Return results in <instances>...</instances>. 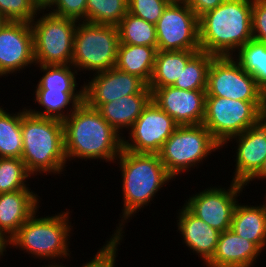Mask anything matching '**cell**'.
<instances>
[{"instance_id": "obj_35", "label": "cell", "mask_w": 266, "mask_h": 267, "mask_svg": "<svg viewBox=\"0 0 266 267\" xmlns=\"http://www.w3.org/2000/svg\"><path fill=\"white\" fill-rule=\"evenodd\" d=\"M127 2L130 14L154 25L157 24L164 9L170 3L168 0H128Z\"/></svg>"}, {"instance_id": "obj_18", "label": "cell", "mask_w": 266, "mask_h": 267, "mask_svg": "<svg viewBox=\"0 0 266 267\" xmlns=\"http://www.w3.org/2000/svg\"><path fill=\"white\" fill-rule=\"evenodd\" d=\"M177 212V232L183 239L182 243L202 259L203 266L206 265L214 256L221 232L195 216L184 204Z\"/></svg>"}, {"instance_id": "obj_24", "label": "cell", "mask_w": 266, "mask_h": 267, "mask_svg": "<svg viewBox=\"0 0 266 267\" xmlns=\"http://www.w3.org/2000/svg\"><path fill=\"white\" fill-rule=\"evenodd\" d=\"M199 50H157L152 77L148 84L153 92L156 88L173 86L180 78L188 60Z\"/></svg>"}, {"instance_id": "obj_12", "label": "cell", "mask_w": 266, "mask_h": 267, "mask_svg": "<svg viewBox=\"0 0 266 267\" xmlns=\"http://www.w3.org/2000/svg\"><path fill=\"white\" fill-rule=\"evenodd\" d=\"M245 184L230 181L228 187L208 186L184 200V205L212 228L223 232L231 229L235 207L243 195Z\"/></svg>"}, {"instance_id": "obj_30", "label": "cell", "mask_w": 266, "mask_h": 267, "mask_svg": "<svg viewBox=\"0 0 266 267\" xmlns=\"http://www.w3.org/2000/svg\"><path fill=\"white\" fill-rule=\"evenodd\" d=\"M117 27L122 44L157 46L156 25L142 18L127 12Z\"/></svg>"}, {"instance_id": "obj_23", "label": "cell", "mask_w": 266, "mask_h": 267, "mask_svg": "<svg viewBox=\"0 0 266 267\" xmlns=\"http://www.w3.org/2000/svg\"><path fill=\"white\" fill-rule=\"evenodd\" d=\"M33 95V102L38 107L32 109L33 106H26L31 114L60 121H64L84 102V92L33 91Z\"/></svg>"}, {"instance_id": "obj_6", "label": "cell", "mask_w": 266, "mask_h": 267, "mask_svg": "<svg viewBox=\"0 0 266 267\" xmlns=\"http://www.w3.org/2000/svg\"><path fill=\"white\" fill-rule=\"evenodd\" d=\"M218 150L222 151V146L203 124H198L178 126L158 154L166 171L175 180L176 176L198 169Z\"/></svg>"}, {"instance_id": "obj_21", "label": "cell", "mask_w": 266, "mask_h": 267, "mask_svg": "<svg viewBox=\"0 0 266 267\" xmlns=\"http://www.w3.org/2000/svg\"><path fill=\"white\" fill-rule=\"evenodd\" d=\"M151 100L152 94H132L103 104L98 111L123 138Z\"/></svg>"}, {"instance_id": "obj_31", "label": "cell", "mask_w": 266, "mask_h": 267, "mask_svg": "<svg viewBox=\"0 0 266 267\" xmlns=\"http://www.w3.org/2000/svg\"><path fill=\"white\" fill-rule=\"evenodd\" d=\"M128 0H87L86 22L118 26L128 12Z\"/></svg>"}, {"instance_id": "obj_10", "label": "cell", "mask_w": 266, "mask_h": 267, "mask_svg": "<svg viewBox=\"0 0 266 267\" xmlns=\"http://www.w3.org/2000/svg\"><path fill=\"white\" fill-rule=\"evenodd\" d=\"M206 96L242 101H266V95L257 86L255 78L232 56L212 59L208 71Z\"/></svg>"}, {"instance_id": "obj_5", "label": "cell", "mask_w": 266, "mask_h": 267, "mask_svg": "<svg viewBox=\"0 0 266 267\" xmlns=\"http://www.w3.org/2000/svg\"><path fill=\"white\" fill-rule=\"evenodd\" d=\"M21 132V159L34 178L66 173L69 163L65 156L62 121L33 115L24 107Z\"/></svg>"}, {"instance_id": "obj_36", "label": "cell", "mask_w": 266, "mask_h": 267, "mask_svg": "<svg viewBox=\"0 0 266 267\" xmlns=\"http://www.w3.org/2000/svg\"><path fill=\"white\" fill-rule=\"evenodd\" d=\"M86 5L87 0H58L49 12L56 16L83 22L86 21Z\"/></svg>"}, {"instance_id": "obj_9", "label": "cell", "mask_w": 266, "mask_h": 267, "mask_svg": "<svg viewBox=\"0 0 266 267\" xmlns=\"http://www.w3.org/2000/svg\"><path fill=\"white\" fill-rule=\"evenodd\" d=\"M265 112L266 101H242L206 96L202 124L223 146L232 137L249 129Z\"/></svg>"}, {"instance_id": "obj_20", "label": "cell", "mask_w": 266, "mask_h": 267, "mask_svg": "<svg viewBox=\"0 0 266 267\" xmlns=\"http://www.w3.org/2000/svg\"><path fill=\"white\" fill-rule=\"evenodd\" d=\"M263 251L232 229L220 233L212 259L206 267H254Z\"/></svg>"}, {"instance_id": "obj_26", "label": "cell", "mask_w": 266, "mask_h": 267, "mask_svg": "<svg viewBox=\"0 0 266 267\" xmlns=\"http://www.w3.org/2000/svg\"><path fill=\"white\" fill-rule=\"evenodd\" d=\"M42 74L38 80L36 89L33 91H62V92H84V86L78 84L80 79L77 70L71 65H35ZM39 67V68H38ZM78 77V78H77ZM80 88L78 89L77 87Z\"/></svg>"}, {"instance_id": "obj_28", "label": "cell", "mask_w": 266, "mask_h": 267, "mask_svg": "<svg viewBox=\"0 0 266 267\" xmlns=\"http://www.w3.org/2000/svg\"><path fill=\"white\" fill-rule=\"evenodd\" d=\"M266 95V43L249 40L232 56Z\"/></svg>"}, {"instance_id": "obj_2", "label": "cell", "mask_w": 266, "mask_h": 267, "mask_svg": "<svg viewBox=\"0 0 266 267\" xmlns=\"http://www.w3.org/2000/svg\"><path fill=\"white\" fill-rule=\"evenodd\" d=\"M62 124L67 162L102 160L115 165L123 148V138L97 109L83 102Z\"/></svg>"}, {"instance_id": "obj_27", "label": "cell", "mask_w": 266, "mask_h": 267, "mask_svg": "<svg viewBox=\"0 0 266 267\" xmlns=\"http://www.w3.org/2000/svg\"><path fill=\"white\" fill-rule=\"evenodd\" d=\"M6 110L0 106V158H21L23 108L16 113Z\"/></svg>"}, {"instance_id": "obj_41", "label": "cell", "mask_w": 266, "mask_h": 267, "mask_svg": "<svg viewBox=\"0 0 266 267\" xmlns=\"http://www.w3.org/2000/svg\"><path fill=\"white\" fill-rule=\"evenodd\" d=\"M6 248L9 251L8 248H10V240L7 239L1 232H0V260L5 256Z\"/></svg>"}, {"instance_id": "obj_44", "label": "cell", "mask_w": 266, "mask_h": 267, "mask_svg": "<svg viewBox=\"0 0 266 267\" xmlns=\"http://www.w3.org/2000/svg\"><path fill=\"white\" fill-rule=\"evenodd\" d=\"M265 188H266V187H265ZM265 191H266V190H265ZM263 197H264V200H265L264 202L266 203V192H265V194H264Z\"/></svg>"}, {"instance_id": "obj_43", "label": "cell", "mask_w": 266, "mask_h": 267, "mask_svg": "<svg viewBox=\"0 0 266 267\" xmlns=\"http://www.w3.org/2000/svg\"><path fill=\"white\" fill-rule=\"evenodd\" d=\"M169 2H182V1H185V0H168Z\"/></svg>"}, {"instance_id": "obj_39", "label": "cell", "mask_w": 266, "mask_h": 267, "mask_svg": "<svg viewBox=\"0 0 266 267\" xmlns=\"http://www.w3.org/2000/svg\"><path fill=\"white\" fill-rule=\"evenodd\" d=\"M257 179V180H256ZM261 180L262 182L266 183V158L264 160V163L262 167L259 169V171L245 184V186H249V183L251 185L252 181L256 182Z\"/></svg>"}, {"instance_id": "obj_8", "label": "cell", "mask_w": 266, "mask_h": 267, "mask_svg": "<svg viewBox=\"0 0 266 267\" xmlns=\"http://www.w3.org/2000/svg\"><path fill=\"white\" fill-rule=\"evenodd\" d=\"M38 14L40 16L36 15L30 22L35 65L71 64L78 22L49 11H39Z\"/></svg>"}, {"instance_id": "obj_19", "label": "cell", "mask_w": 266, "mask_h": 267, "mask_svg": "<svg viewBox=\"0 0 266 267\" xmlns=\"http://www.w3.org/2000/svg\"><path fill=\"white\" fill-rule=\"evenodd\" d=\"M42 198L31 189L0 193V232L11 240L41 206Z\"/></svg>"}, {"instance_id": "obj_1", "label": "cell", "mask_w": 266, "mask_h": 267, "mask_svg": "<svg viewBox=\"0 0 266 267\" xmlns=\"http://www.w3.org/2000/svg\"><path fill=\"white\" fill-rule=\"evenodd\" d=\"M114 163H118L121 172L123 207L119 214L121 219H117L119 222L111 236H125L126 224L136 216L135 213L147 206L150 208L160 190L175 180L168 174L157 153H135L122 148Z\"/></svg>"}, {"instance_id": "obj_17", "label": "cell", "mask_w": 266, "mask_h": 267, "mask_svg": "<svg viewBox=\"0 0 266 267\" xmlns=\"http://www.w3.org/2000/svg\"><path fill=\"white\" fill-rule=\"evenodd\" d=\"M206 90H182L174 86L156 88L152 101L179 126L202 124Z\"/></svg>"}, {"instance_id": "obj_13", "label": "cell", "mask_w": 266, "mask_h": 267, "mask_svg": "<svg viewBox=\"0 0 266 267\" xmlns=\"http://www.w3.org/2000/svg\"><path fill=\"white\" fill-rule=\"evenodd\" d=\"M178 126L172 117L151 100L128 131V137H123V149L158 154Z\"/></svg>"}, {"instance_id": "obj_15", "label": "cell", "mask_w": 266, "mask_h": 267, "mask_svg": "<svg viewBox=\"0 0 266 267\" xmlns=\"http://www.w3.org/2000/svg\"><path fill=\"white\" fill-rule=\"evenodd\" d=\"M33 66L35 60L31 24L3 21L0 25V78L21 71L23 73Z\"/></svg>"}, {"instance_id": "obj_40", "label": "cell", "mask_w": 266, "mask_h": 267, "mask_svg": "<svg viewBox=\"0 0 266 267\" xmlns=\"http://www.w3.org/2000/svg\"><path fill=\"white\" fill-rule=\"evenodd\" d=\"M39 11H49L58 0H34Z\"/></svg>"}, {"instance_id": "obj_42", "label": "cell", "mask_w": 266, "mask_h": 267, "mask_svg": "<svg viewBox=\"0 0 266 267\" xmlns=\"http://www.w3.org/2000/svg\"><path fill=\"white\" fill-rule=\"evenodd\" d=\"M42 267H62V266H48V265H46L45 264V262H44V265H41Z\"/></svg>"}, {"instance_id": "obj_11", "label": "cell", "mask_w": 266, "mask_h": 267, "mask_svg": "<svg viewBox=\"0 0 266 267\" xmlns=\"http://www.w3.org/2000/svg\"><path fill=\"white\" fill-rule=\"evenodd\" d=\"M157 50H201L199 18L184 2H170L156 24Z\"/></svg>"}, {"instance_id": "obj_25", "label": "cell", "mask_w": 266, "mask_h": 267, "mask_svg": "<svg viewBox=\"0 0 266 267\" xmlns=\"http://www.w3.org/2000/svg\"><path fill=\"white\" fill-rule=\"evenodd\" d=\"M156 52L157 46L119 43L115 67L123 72L136 75L149 84Z\"/></svg>"}, {"instance_id": "obj_4", "label": "cell", "mask_w": 266, "mask_h": 267, "mask_svg": "<svg viewBox=\"0 0 266 267\" xmlns=\"http://www.w3.org/2000/svg\"><path fill=\"white\" fill-rule=\"evenodd\" d=\"M38 212L39 209L22 224L10 240V248H19L23 253L31 255V259H38V263L39 260L40 263L44 260L48 262V266H62V262L66 259L69 262L73 255L69 248L74 230L71 223L72 211L65 209V212L49 214L46 217H41Z\"/></svg>"}, {"instance_id": "obj_16", "label": "cell", "mask_w": 266, "mask_h": 267, "mask_svg": "<svg viewBox=\"0 0 266 267\" xmlns=\"http://www.w3.org/2000/svg\"><path fill=\"white\" fill-rule=\"evenodd\" d=\"M236 144L232 181L246 184L262 167L266 158V112L246 131L229 139L223 146ZM228 144V145H227ZM226 145V146H225Z\"/></svg>"}, {"instance_id": "obj_34", "label": "cell", "mask_w": 266, "mask_h": 267, "mask_svg": "<svg viewBox=\"0 0 266 267\" xmlns=\"http://www.w3.org/2000/svg\"><path fill=\"white\" fill-rule=\"evenodd\" d=\"M109 236V239L103 242L104 245L93 255V258L90 257V261L80 264L79 267H116L117 254L121 250L119 248L125 236ZM62 267H68V265L63 264Z\"/></svg>"}, {"instance_id": "obj_33", "label": "cell", "mask_w": 266, "mask_h": 267, "mask_svg": "<svg viewBox=\"0 0 266 267\" xmlns=\"http://www.w3.org/2000/svg\"><path fill=\"white\" fill-rule=\"evenodd\" d=\"M38 12L34 0H0V18L3 21L30 23Z\"/></svg>"}, {"instance_id": "obj_22", "label": "cell", "mask_w": 266, "mask_h": 267, "mask_svg": "<svg viewBox=\"0 0 266 267\" xmlns=\"http://www.w3.org/2000/svg\"><path fill=\"white\" fill-rule=\"evenodd\" d=\"M237 203L231 229L240 237L255 243L263 252L266 250V203L259 206Z\"/></svg>"}, {"instance_id": "obj_14", "label": "cell", "mask_w": 266, "mask_h": 267, "mask_svg": "<svg viewBox=\"0 0 266 267\" xmlns=\"http://www.w3.org/2000/svg\"><path fill=\"white\" fill-rule=\"evenodd\" d=\"M89 76V80L86 79V82L83 81L84 83H82L84 102L97 110L103 104L118 100L121 97L132 94H152L144 80L116 67Z\"/></svg>"}, {"instance_id": "obj_38", "label": "cell", "mask_w": 266, "mask_h": 267, "mask_svg": "<svg viewBox=\"0 0 266 267\" xmlns=\"http://www.w3.org/2000/svg\"><path fill=\"white\" fill-rule=\"evenodd\" d=\"M225 0H185L184 2L193 10L199 18L204 13L215 9Z\"/></svg>"}, {"instance_id": "obj_37", "label": "cell", "mask_w": 266, "mask_h": 267, "mask_svg": "<svg viewBox=\"0 0 266 267\" xmlns=\"http://www.w3.org/2000/svg\"><path fill=\"white\" fill-rule=\"evenodd\" d=\"M252 36L266 43V0H252Z\"/></svg>"}, {"instance_id": "obj_29", "label": "cell", "mask_w": 266, "mask_h": 267, "mask_svg": "<svg viewBox=\"0 0 266 267\" xmlns=\"http://www.w3.org/2000/svg\"><path fill=\"white\" fill-rule=\"evenodd\" d=\"M214 57L205 51H197L173 86L182 90H206L208 71Z\"/></svg>"}, {"instance_id": "obj_7", "label": "cell", "mask_w": 266, "mask_h": 267, "mask_svg": "<svg viewBox=\"0 0 266 267\" xmlns=\"http://www.w3.org/2000/svg\"><path fill=\"white\" fill-rule=\"evenodd\" d=\"M119 43L118 27L86 21L78 22L74 34L71 65L77 72L90 73L87 75L114 68Z\"/></svg>"}, {"instance_id": "obj_32", "label": "cell", "mask_w": 266, "mask_h": 267, "mask_svg": "<svg viewBox=\"0 0 266 267\" xmlns=\"http://www.w3.org/2000/svg\"><path fill=\"white\" fill-rule=\"evenodd\" d=\"M31 177L21 158H0V193L31 189L28 183Z\"/></svg>"}, {"instance_id": "obj_3", "label": "cell", "mask_w": 266, "mask_h": 267, "mask_svg": "<svg viewBox=\"0 0 266 267\" xmlns=\"http://www.w3.org/2000/svg\"><path fill=\"white\" fill-rule=\"evenodd\" d=\"M252 0H225L199 17L200 49L215 57L233 56L252 36Z\"/></svg>"}]
</instances>
